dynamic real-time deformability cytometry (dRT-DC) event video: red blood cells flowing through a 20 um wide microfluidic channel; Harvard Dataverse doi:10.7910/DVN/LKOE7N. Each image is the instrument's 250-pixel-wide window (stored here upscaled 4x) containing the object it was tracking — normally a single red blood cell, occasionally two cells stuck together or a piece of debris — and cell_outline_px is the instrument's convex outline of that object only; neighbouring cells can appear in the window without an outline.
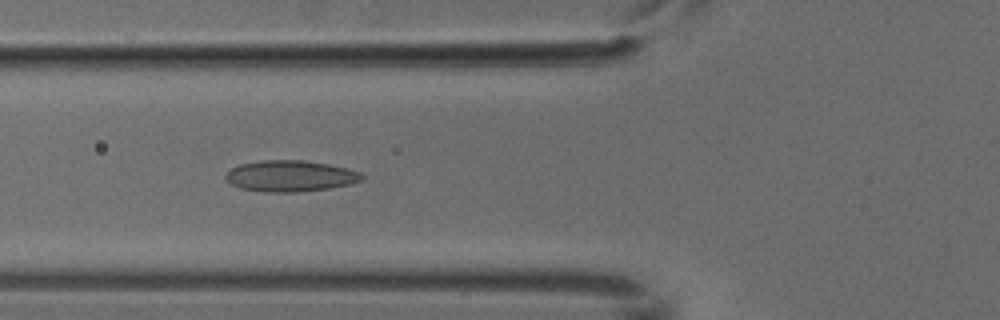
{"species": "common noctule bat (a hibernating species)", "species_latin": "Nyctalus noctula", "temperature_condition": "cold", "stored_images_in_passage": 6, "camera_frame_rate_fps": 3000, "um_per_image_px": 0.085, "animal": {"sex": "male", "body_mass_g": 18.8}, "frame": {"image": 1, "passage_image": 5, "time_ms": 1.333, "image_size_px": [1000, 320], "cell_outline_px": [[364, 180], [348, 184], [328, 188], [296, 192], [264, 192], [240, 188], [232, 184], [224, 176], [232, 168], [240, 164], [260, 160], [304, 160], [328, 164], [348, 168], [360, 172], [364, 176]], "centroid_in_image_um": [24.69, 14.95], "position_along_channel_um": 101.1, "area_um2": 24.68}}
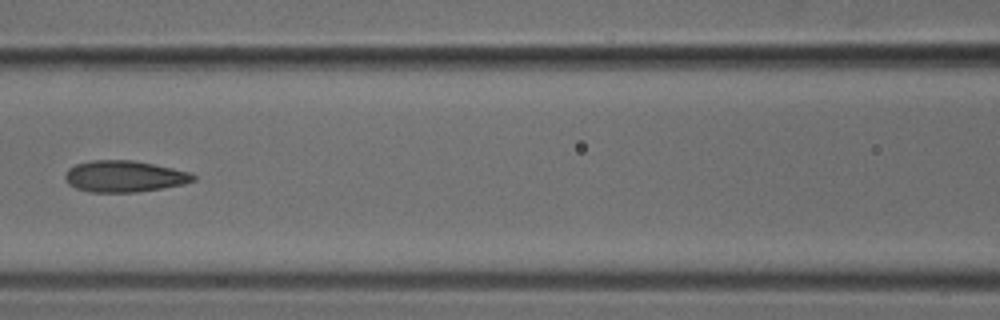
{"frame": {"image": 2, "passage_image": 6, "time_ms": 1.667, "image_size_px": [1000, 320], "cell_outline_px": [[196, 180], [184, 184], [136, 192], [92, 192], [76, 188], [68, 184], [64, 176], [68, 168], [76, 164], [92, 160], [132, 160], [192, 172], [196, 176]], "centroid_in_image_um": [10.57, 14.98], "position_along_channel_um": 156.0, "area_um2": 23.41}}